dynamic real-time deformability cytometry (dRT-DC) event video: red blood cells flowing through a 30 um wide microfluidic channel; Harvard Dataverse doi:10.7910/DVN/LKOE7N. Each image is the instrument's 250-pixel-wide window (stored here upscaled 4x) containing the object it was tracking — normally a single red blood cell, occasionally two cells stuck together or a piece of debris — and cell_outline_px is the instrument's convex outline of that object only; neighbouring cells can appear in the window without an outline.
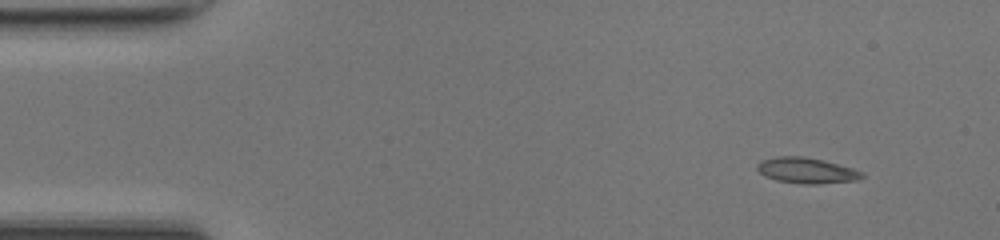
{"species": "common noctule bat (a hibernating species)", "species_latin": "Nyctalus noctula", "temperature_condition": "room temperature", "stored_images_in_passage": 48, "camera_frame_rate_fps": 3000, "um_per_image_px": 0.085, "animal": {"sex": "female", "body_mass_g": 17.0, "forearm_length_mm": 48.0}, "frame": {"image": 1, "passage_image": 4, "time_ms": 1.0, "image_size_px": [1000, 240], "cell_outline_px": [[864, 176], [856, 180], [816, 184], [804, 184], [776, 180], [764, 176], [756, 168], [756, 164], [760, 160], [776, 156], [804, 156], [824, 160], [852, 168], [864, 172]], "centroid_in_image_um": [68.52, 14.48], "position_along_channel_um": 16.5, "area_um2": 15.78}}
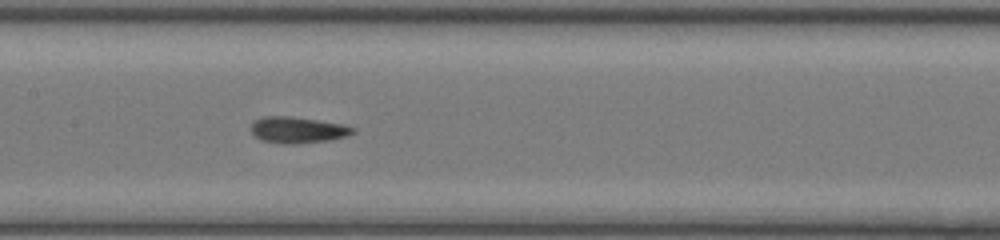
{"frame": {"image": 2, "passage_image": 23, "time_ms": 7.333, "image_size_px": [1000, 240], "cell_outline_px": [[356, 132], [348, 136], [328, 140], [296, 144], [284, 144], [260, 140], [252, 136], [252, 124], [256, 120], [264, 116], [288, 116], [316, 120], [340, 124], [356, 128]], "centroid_in_image_um": [25.29, 11.06], "position_along_channel_um": 182.1, "area_um2": 15.55}}
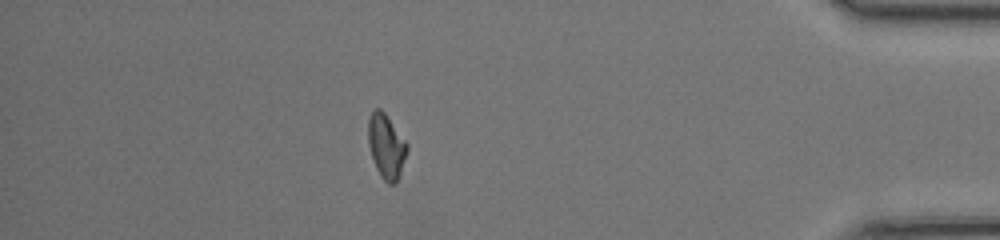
{"frame": {"image": 3, "passage_image": 42, "time_ms": 13.667, "image_size_px": [1000, 240], "cell_outline_px": [[408, 152], [396, 184], [388, 184], [380, 176], [376, 168], [368, 144], [368, 120], [372, 112], [376, 108], [380, 108], [384, 112], [408, 144]], "centroid_in_image_um": [32.84, 12.45], "position_along_channel_um": 402.4, "area_um2": 14.57}, "authors_computed_cell_mechanics": {"area_um2": 14.7679, "velocity_mm_per_s": 4.2436, "shape_relaxation_time_tau1_ms": null, "shape_relaxation_time_tau2_ms": 7.6832, "deformation_change_tau1": null, "deformation_change_tau2": 0.1197}}